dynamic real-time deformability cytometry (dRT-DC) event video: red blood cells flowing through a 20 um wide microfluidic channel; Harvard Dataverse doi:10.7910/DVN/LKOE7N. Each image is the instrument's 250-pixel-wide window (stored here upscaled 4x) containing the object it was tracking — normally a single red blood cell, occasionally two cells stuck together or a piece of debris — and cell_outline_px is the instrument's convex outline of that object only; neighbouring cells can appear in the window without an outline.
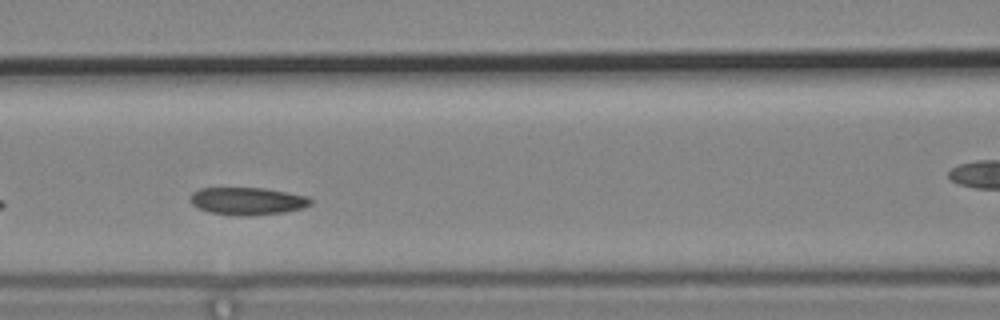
{"species": "common noctule bat (a hibernating species)", "species_latin": "Nyctalus noctula", "temperature_condition": "cold", "stored_images_in_passage": 30, "camera_frame_rate_fps": 3000, "um_per_image_px": 0.085, "animal": {"sex": "male", "body_mass_g": 19.2, "forearm_length_mm": 51.8}, "frame": {"image": 1, "passage_image": 9, "time_ms": 2.667, "image_size_px": [1000, 320], "cell_outline_px": [[312, 204], [304, 208], [284, 212], [252, 216], [236, 216], [208, 212], [192, 204], [192, 192], [200, 188], [264, 188], [288, 192], [308, 196], [312, 200]], "centroid_in_image_um": [21.08, 17.1], "position_along_channel_um": 145.5, "area_um2": 19.42}}
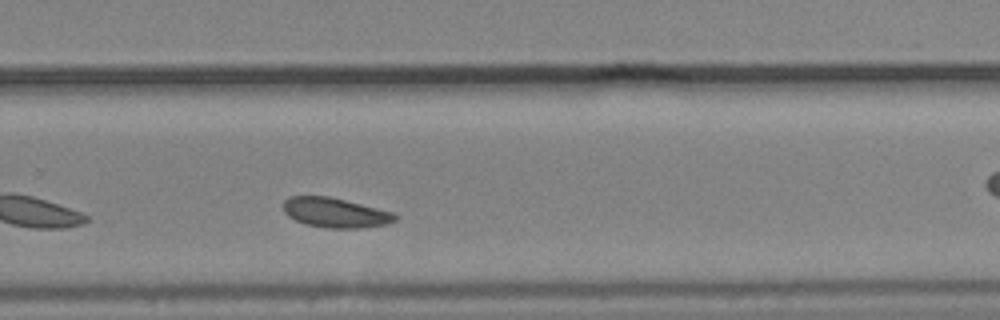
{"frame": {"image": 2, "passage_image": 22, "time_ms": 7.0, "image_size_px": [1000, 320], "cell_outline_px": [[396, 220], [388, 224], [360, 228], [324, 228], [304, 224], [288, 216], [284, 212], [284, 200], [292, 196], [328, 196], [392, 212], [396, 216]], "centroid_in_image_um": [28.47, 18.09], "position_along_channel_um": 301.3, "area_um2": 19.19}}
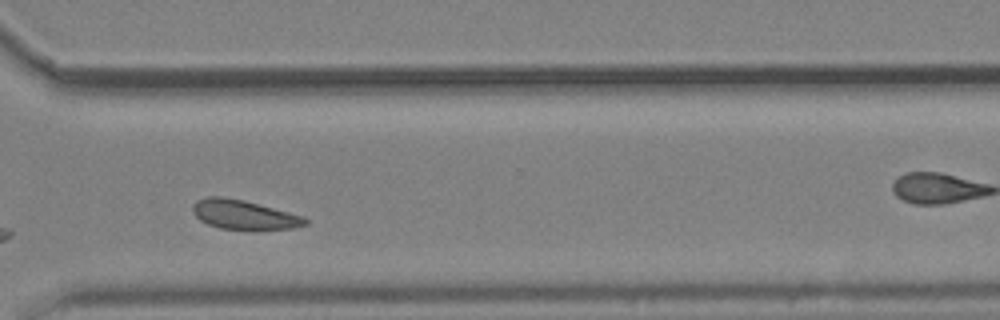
{"frame": {"image": 3, "passage_image": 26, "time_ms": 8.333, "image_size_px": [1000, 320], "cell_outline_px": [[308, 224], [292, 228], [252, 232], [220, 228], [208, 224], [200, 220], [192, 212], [192, 204], [196, 200], [208, 196], [224, 196], [244, 200], [304, 216], [308, 220]], "centroid_in_image_um": [20.74, 18.28], "position_along_channel_um": 349.9, "area_um2": 19.94}, "authors_computed_cell_mechanics": {"area_um2": 19.4208, "velocity_mm_per_s": 3.6082, "shape_relaxation_time_tau1_ms": 2.7122, "shape_relaxation_time_tau2_ms": 3.8267, "deformation_change_tau1": 0.0713, "deformation_change_tau2": 0.0745}}